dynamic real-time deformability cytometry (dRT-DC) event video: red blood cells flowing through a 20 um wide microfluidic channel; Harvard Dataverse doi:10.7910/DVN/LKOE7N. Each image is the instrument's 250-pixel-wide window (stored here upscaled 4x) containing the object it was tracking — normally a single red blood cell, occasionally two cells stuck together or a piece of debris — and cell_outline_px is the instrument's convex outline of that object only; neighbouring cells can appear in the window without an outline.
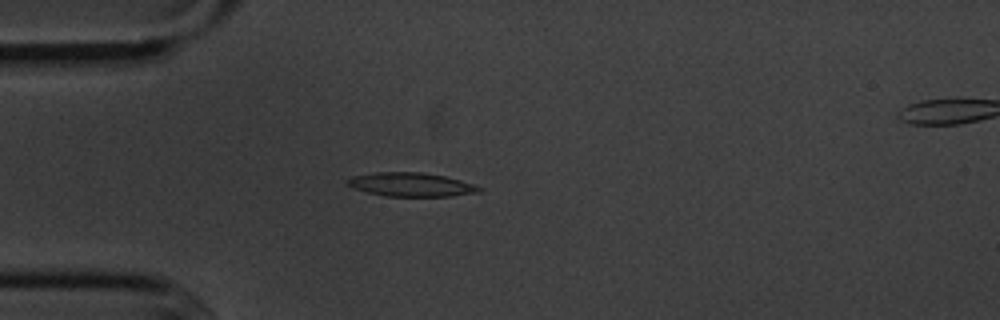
{"species": "common noctule bat (a hibernating species)", "species_latin": "Nyctalus noctula", "temperature_condition": "cold", "stored_images_in_passage": 49, "camera_frame_rate_fps": 3000, "um_per_image_px": 0.085, "animal": {"sex": "male", "body_mass_g": 20.1, "forearm_length_mm": 53.5}, "frame": {"image": 1, "passage_image": 10, "time_ms": 3.0, "image_size_px": [1000, 320], "cell_outline_px": [[484, 188], [480, 192], [452, 196], [384, 196], [352, 188], [344, 184], [344, 180], [352, 176], [376, 172], [420, 172], [444, 176], [460, 180]], "centroid_in_image_um": [34.89, 15.69], "position_along_channel_um": 50.1, "area_um2": 18.38}}
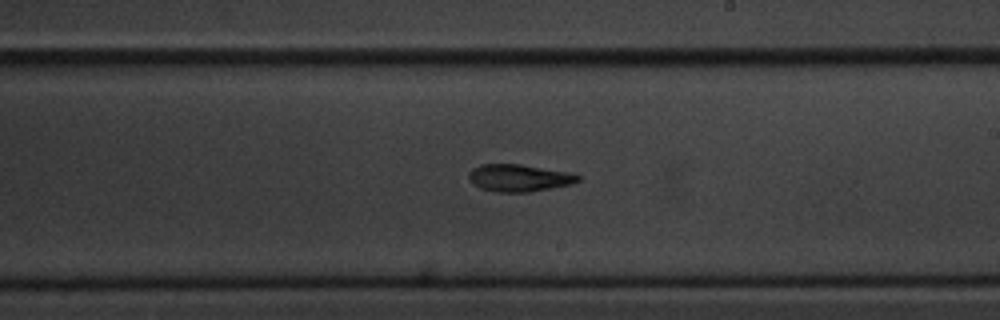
{"frame": {"image": 2, "passage_image": 27, "time_ms": 8.667, "image_size_px": [1000, 320], "cell_outline_px": [[580, 180], [568, 184], [552, 188], [528, 192], [496, 192], [480, 188], [472, 184], [468, 176], [468, 172], [472, 168], [480, 164], [520, 164], [568, 172], [580, 176]], "centroid_in_image_um": [44.05, 15.12], "position_along_channel_um": 244.9, "area_um2": 17.28}}
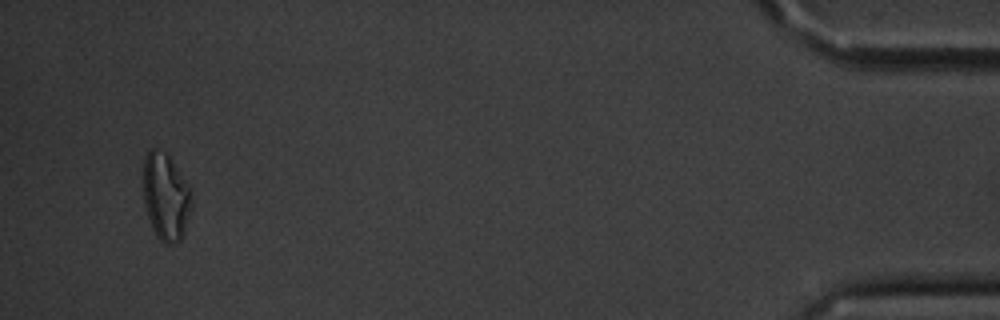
{"frame": {"image": 3, "passage_image": 48, "time_ms": 15.667, "image_size_px": [1000, 320], "cell_outline_px": [[192, 204], [184, 232], [180, 240], [176, 244], [164, 244], [156, 236], [152, 228], [144, 204], [144, 156], [152, 148], [156, 148], [164, 152], [168, 156], [188, 188]], "centroid_in_image_um": [14.06, 16.78], "position_along_channel_um": 421.1, "area_um2": 23.93}}